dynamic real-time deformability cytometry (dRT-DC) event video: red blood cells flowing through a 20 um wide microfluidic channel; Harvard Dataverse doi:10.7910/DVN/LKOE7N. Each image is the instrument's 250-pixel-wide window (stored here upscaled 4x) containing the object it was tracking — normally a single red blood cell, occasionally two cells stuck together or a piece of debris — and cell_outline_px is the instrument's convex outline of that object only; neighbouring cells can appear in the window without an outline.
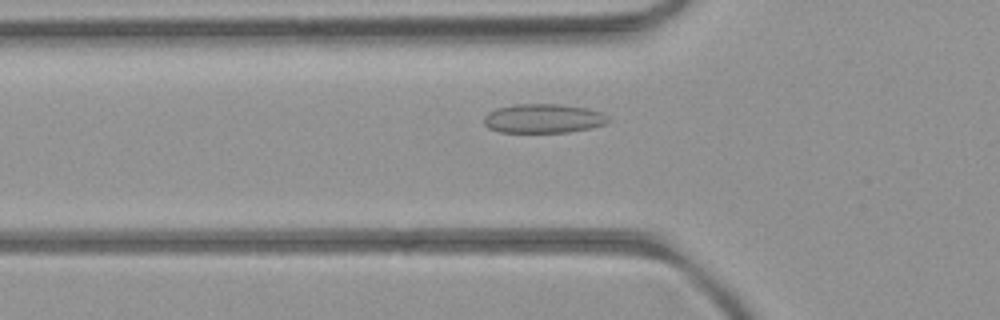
{"species": "common noctule bat (a hibernating species)", "species_latin": "Nyctalus noctula", "temperature_condition": "room temperature", "stored_images_in_passage": 49, "camera_frame_rate_fps": 3000, "um_per_image_px": 0.085, "animal": {"sex": "female", "body_mass_g": 21.9}, "frame": {"image": 1, "passage_image": 15, "time_ms": 4.667, "image_size_px": [1000, 320], "cell_outline_px": [[612, 120], [604, 124], [588, 128], [568, 132], [500, 132], [488, 128], [484, 124], [484, 116], [488, 112], [496, 108], [512, 104], [560, 104], [588, 108], [600, 112], [608, 116]], "centroid_in_image_um": [46.16, 10.06], "position_along_channel_um": 79.6, "area_um2": 21.21}}
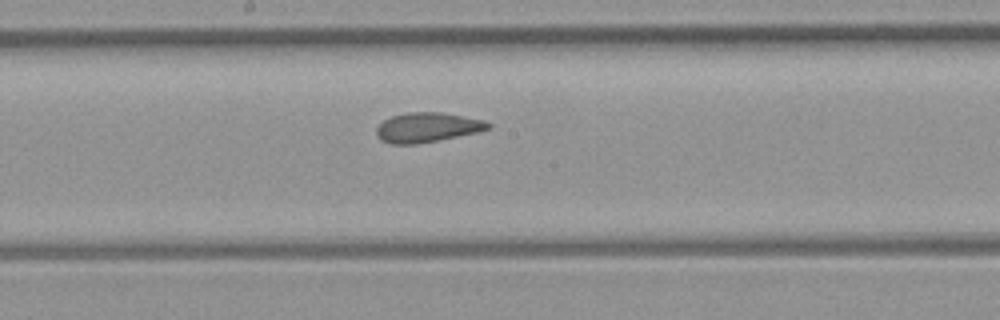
{"frame": {"image": 2, "passage_image": 25, "time_ms": 8.0, "image_size_px": [1000, 320], "cell_outline_px": [[492, 128], [476, 132], [416, 144], [392, 144], [380, 140], [376, 136], [376, 128], [384, 120], [392, 116], [408, 112], [440, 112], [484, 120], [492, 124]], "centroid_in_image_um": [36.29, 10.82], "position_along_channel_um": 211.9, "area_um2": 19.13}}
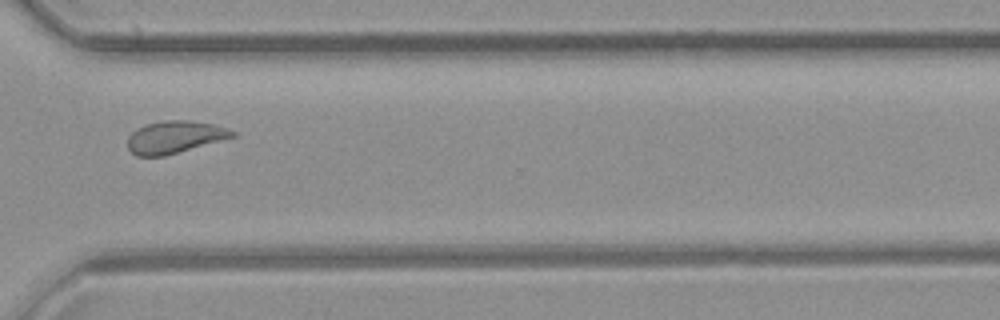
{"frame": {"image": 3, "passage_image": 36, "time_ms": 11.667, "image_size_px": [1000, 320], "cell_outline_px": [[236, 136], [164, 156], [136, 156], [128, 148], [128, 136], [136, 128], [148, 124], [164, 120], [188, 120], [212, 124], [236, 132]], "centroid_in_image_um": [14.82, 11.65], "position_along_channel_um": 355.8, "area_um2": 19.48}, "authors_computed_cell_mechanics": {"area_um2": 20.0566, "velocity_mm_per_s": 3.9358, "shape_relaxation_time_tau1_ms": null, "shape_relaxation_time_tau2_ms": 1.7535, "deformation_change_tau1": null, "deformation_change_tau2": 0.0681}}